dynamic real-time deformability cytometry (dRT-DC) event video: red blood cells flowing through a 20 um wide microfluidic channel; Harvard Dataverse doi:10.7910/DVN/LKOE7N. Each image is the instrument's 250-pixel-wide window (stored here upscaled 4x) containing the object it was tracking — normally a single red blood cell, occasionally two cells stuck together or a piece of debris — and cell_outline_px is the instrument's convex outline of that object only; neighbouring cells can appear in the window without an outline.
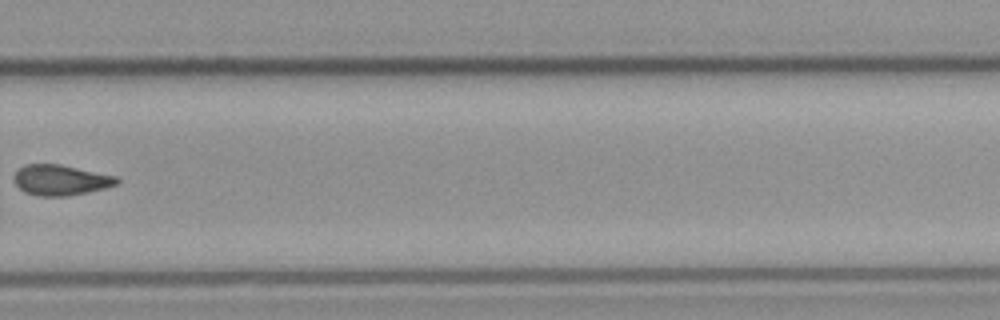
{"species": "common noctule bat (a hibernating species)", "species_latin": "Nyctalus noctula", "temperature_condition": "cold", "stored_images_in_passage": 12, "camera_frame_rate_fps": 3000, "um_per_image_px": 0.085, "animal": {"sex": "male", "body_mass_g": 23.1, "forearm_length_mm": 52.7}, "frame": {"image": 1, "passage_image": 8, "time_ms": 8.333, "image_size_px": [1000, 320], "cell_outline_px": [[120, 184], [88, 192], [68, 196], [36, 196], [24, 192], [12, 180], [12, 176], [24, 164], [60, 164], [116, 176], [120, 180]], "centroid_in_image_um": [5.14, 15.31], "position_along_channel_um": 324.7, "area_um2": 18.44}}
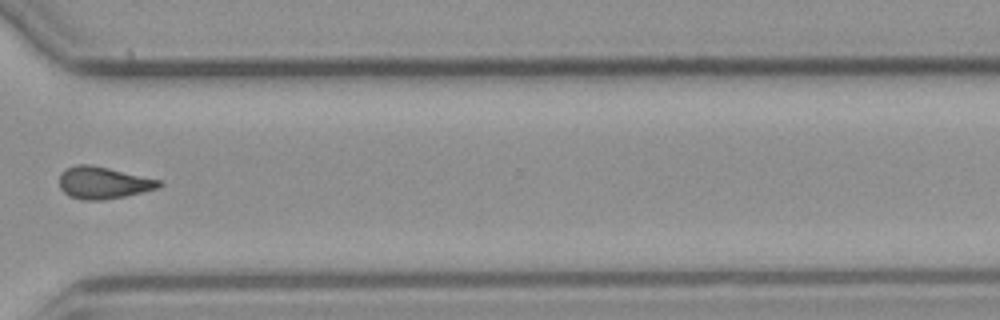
{"frame": {"image": 2, "passage_image": 9, "time_ms": 9.333, "image_size_px": [1000, 320], "cell_outline_px": [[160, 188], [124, 196], [104, 200], [80, 200], [68, 196], [60, 188], [60, 176], [68, 168], [76, 164], [92, 164], [160, 180]], "centroid_in_image_um": [8.76, 15.54], "position_along_channel_um": 361.8, "area_um2": 18.5}}
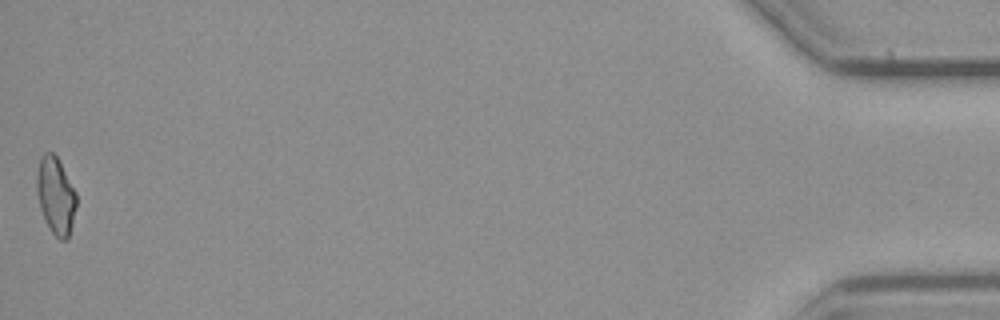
{"frame": {"image": 3, "passage_image": 12, "time_ms": 14.0, "image_size_px": [1000, 320], "cell_outline_px": [[76, 208], [72, 224], [68, 236], [64, 240], [60, 240], [52, 232], [40, 208], [36, 192], [36, 176], [40, 156], [44, 152], [52, 152], [56, 156], [76, 192]], "centroid_in_image_um": [4.72, 16.6], "position_along_channel_um": 430.5, "area_um2": 17.57}}